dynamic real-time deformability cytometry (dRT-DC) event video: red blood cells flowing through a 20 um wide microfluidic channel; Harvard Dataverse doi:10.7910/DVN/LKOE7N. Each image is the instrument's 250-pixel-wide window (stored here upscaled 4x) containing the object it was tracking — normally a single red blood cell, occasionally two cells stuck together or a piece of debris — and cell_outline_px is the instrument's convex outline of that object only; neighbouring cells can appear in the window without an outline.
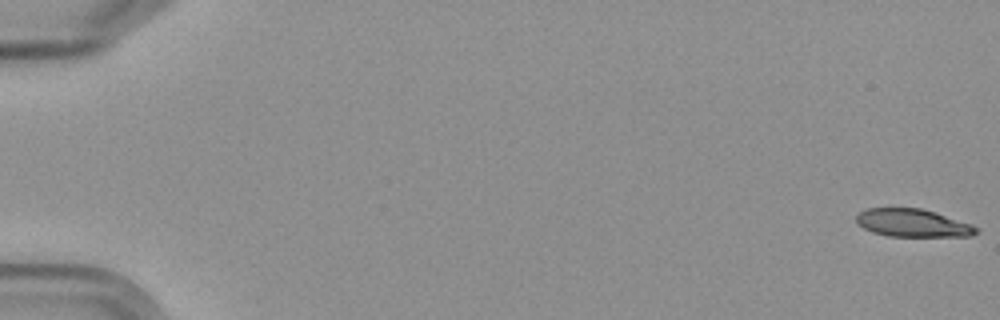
{"species": "Egyptian fruit bat (a non-hibernating species)", "species_latin": "Rousettus aegyptiacus", "temperature_condition": "cold", "stored_images_in_passage": 7, "camera_frame_rate_fps": 3000, "um_per_image_px": 0.085, "frame": {"image": 1, "passage_image": 1, "time_ms": 0.0, "image_size_px": [1000, 320], "cell_outline_px": [[980, 232], [972, 236], [888, 236], [872, 232], [864, 228], [856, 220], [856, 216], [860, 212], [868, 208], [920, 208], [972, 224], [980, 228]], "centroid_in_image_um": [77.62, 18.96], "position_along_channel_um": 7.4, "area_um2": 19.36}}